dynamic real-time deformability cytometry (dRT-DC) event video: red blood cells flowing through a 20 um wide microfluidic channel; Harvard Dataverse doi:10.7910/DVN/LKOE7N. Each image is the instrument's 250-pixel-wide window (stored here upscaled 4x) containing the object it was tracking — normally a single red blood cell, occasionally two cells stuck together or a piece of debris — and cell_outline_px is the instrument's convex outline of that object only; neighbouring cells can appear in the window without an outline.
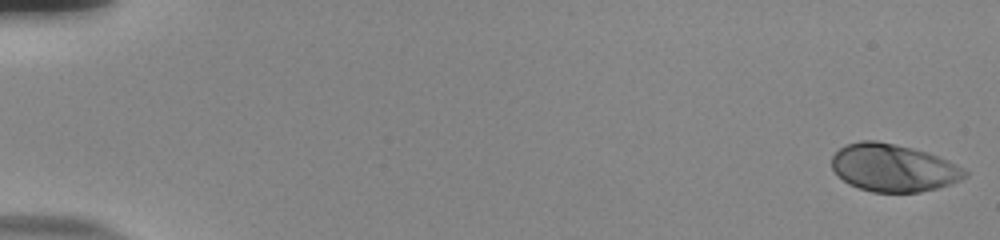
{"species": "human", "species_latin": "Homo sapiens", "temperature_condition": "room temperature", "stored_images_in_passage": 56, "camera_frame_rate_fps": 3000, "um_per_image_px": 0.085, "donor": {"sex": "male"}, "frame": {"image": 1, "passage_image": 1, "time_ms": 0.0, "image_size_px": [1000, 240], "cell_outline_px": [[968, 176], [960, 180], [936, 188], [920, 192], [872, 192], [848, 184], [832, 168], [832, 156], [844, 144], [860, 140], [876, 140], [912, 148], [948, 160], [964, 168], [968, 172]], "centroid_in_image_um": [75.92, 14.26], "position_along_channel_um": 9.1, "area_um2": 36.7}}
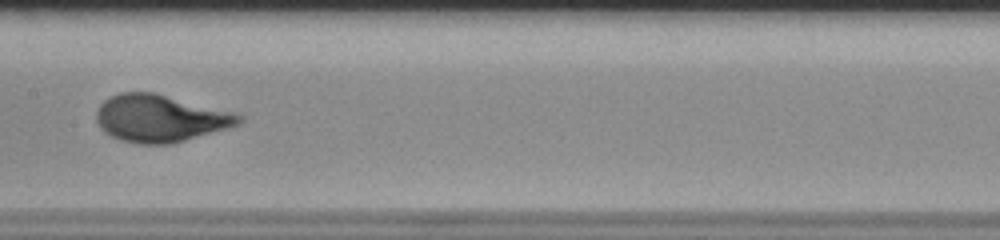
{"frame": {"image": 2, "passage_image": 30, "time_ms": 9.667, "image_size_px": [1000, 240], "cell_outline_px": [[244, 120], [240, 124], [228, 128], [172, 144], [136, 144], [120, 140], [104, 132], [100, 128], [96, 120], [96, 112], [100, 104], [104, 100], [120, 92], [152, 92], [236, 112], [244, 116]], "centroid_in_image_um": [13.64, 10.06], "position_along_channel_um": 193.8, "area_um2": 39.48}}
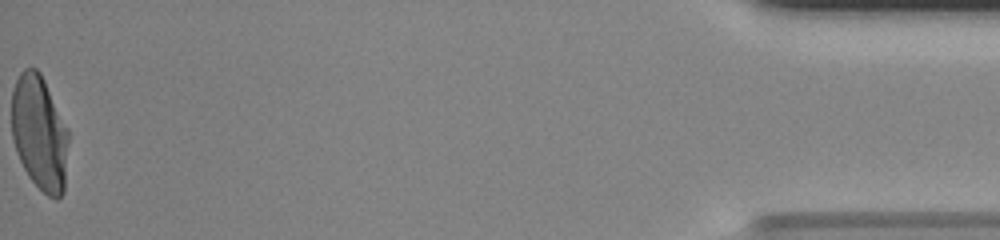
{"frame": {"image": 3, "passage_image": 56, "time_ms": 18.333, "image_size_px": [1000, 240], "cell_outline_px": [[68, 140], [64, 192], [56, 200], [48, 196], [28, 176], [16, 152], [12, 136], [12, 88], [20, 72], [24, 68], [36, 68], [40, 72], [68, 128]], "centroid_in_image_um": [3.35, 11.28], "position_along_channel_um": 431.8, "area_um2": 38.03}, "authors_computed_cell_mechanics": {"area_um2": 37.3677, "velocity_mm_per_s": 3.7552, "shape_relaxation_time_tau1_ms": 3.702, "shape_relaxation_time_tau2_ms": null, "deformation_change_tau1": 0.2251, "deformation_change_tau2": null}}